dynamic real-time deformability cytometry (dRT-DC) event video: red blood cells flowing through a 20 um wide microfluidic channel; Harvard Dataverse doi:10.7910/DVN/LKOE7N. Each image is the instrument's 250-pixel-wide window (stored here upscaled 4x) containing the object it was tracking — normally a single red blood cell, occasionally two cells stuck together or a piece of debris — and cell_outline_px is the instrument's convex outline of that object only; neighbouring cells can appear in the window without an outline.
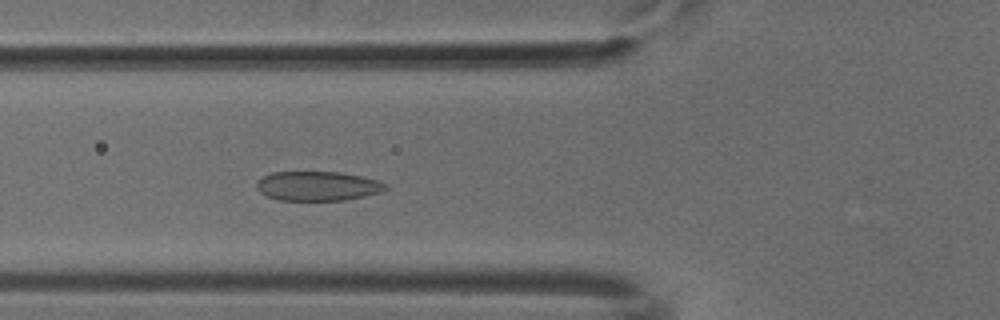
{"species": "common noctule bat (a hibernating species)", "species_latin": "Nyctalus noctula", "temperature_condition": "cold", "stored_images_in_passage": 52, "camera_frame_rate_fps": 3000, "um_per_image_px": 0.085, "animal": {"sex": "male", "body_mass_g": 18.8}, "frame": {"image": 1, "passage_image": 19, "time_ms": 6.0, "image_size_px": [1000, 320], "cell_outline_px": [[388, 188], [380, 192], [364, 196], [344, 200], [276, 200], [260, 192], [256, 188], [256, 184], [264, 176], [272, 172], [340, 172], [360, 176], [376, 180], [384, 184]], "centroid_in_image_um": [26.97, 15.81], "position_along_channel_um": 98.8, "area_um2": 21.85}}
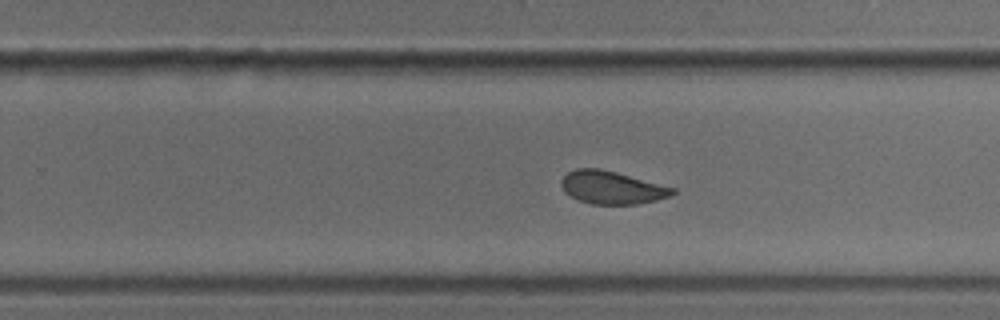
{"frame": {"image": 2, "passage_image": 33, "time_ms": 10.667, "image_size_px": [1000, 320], "cell_outline_px": [[676, 192], [672, 196], [656, 200], [636, 204], [592, 204], [576, 200], [564, 192], [560, 184], [560, 180], [568, 172], [576, 168], [600, 168], [616, 172], [676, 188]], "centroid_in_image_um": [51.99, 15.94], "position_along_channel_um": 277.8, "area_um2": 21.5}}
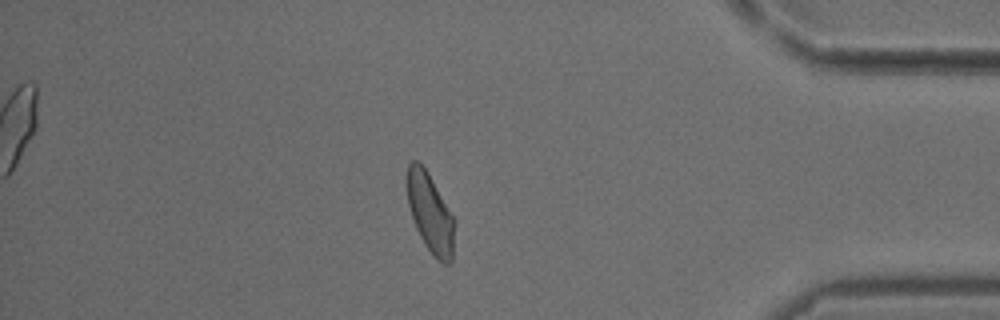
{"frame": {"image": 3, "passage_image": 45, "time_ms": 14.667, "image_size_px": [1000, 320], "cell_outline_px": [[456, 220], [452, 260], [448, 264], [444, 264], [436, 260], [432, 256], [424, 244], [416, 228], [408, 204], [408, 164], [412, 160], [416, 160], [428, 172]], "centroid_in_image_um": [36.61, 18.17], "position_along_channel_um": 398.6, "area_um2": 21.96}}